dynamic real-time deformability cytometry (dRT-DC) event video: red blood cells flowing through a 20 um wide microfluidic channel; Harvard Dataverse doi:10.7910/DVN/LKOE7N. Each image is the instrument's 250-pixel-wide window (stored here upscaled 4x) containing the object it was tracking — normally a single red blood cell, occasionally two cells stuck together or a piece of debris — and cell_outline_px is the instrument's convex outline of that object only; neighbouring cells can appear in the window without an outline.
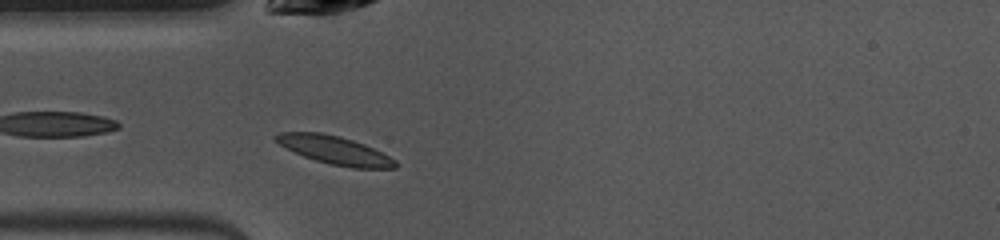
{"species": "common noctule bat (a hibernating species)", "species_latin": "Nyctalus noctula", "temperature_condition": "warm", "stored_images_in_passage": 38, "camera_frame_rate_fps": 3000, "um_per_image_px": 0.085, "animal": {"sex": "female", "body_mass_g": 10.0, "forearm_length_mm": 53.1}, "frame": {"image": 1, "passage_image": 2, "time_ms": 0.333, "image_size_px": [1000, 240], "cell_outline_px": [[400, 164], [396, 168], [352, 168], [332, 164], [316, 160], [304, 156], [280, 144], [272, 136], [280, 132], [324, 132], [340, 136], [364, 144], [396, 160]], "centroid_in_image_um": [28.48, 12.76], "position_along_channel_um": 56.5, "area_um2": 19.42}}
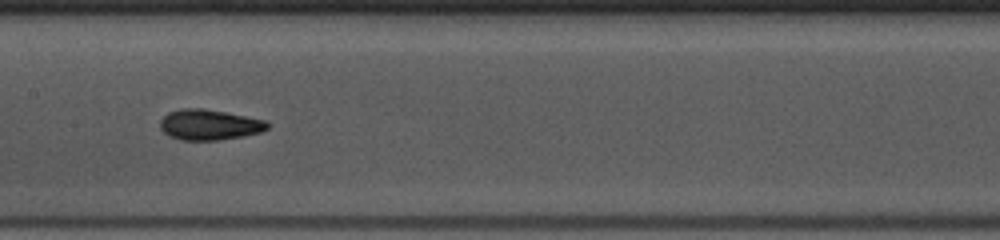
{"frame": {"image": 2, "passage_image": 12, "time_ms": 3.667, "image_size_px": [1000, 240], "cell_outline_px": [[268, 128], [260, 132], [244, 136], [216, 140], [180, 140], [168, 136], [160, 128], [160, 120], [168, 112], [180, 108], [204, 108], [268, 120]], "centroid_in_image_um": [17.78, 10.59], "position_along_channel_um": 189.6, "area_um2": 19.25}}
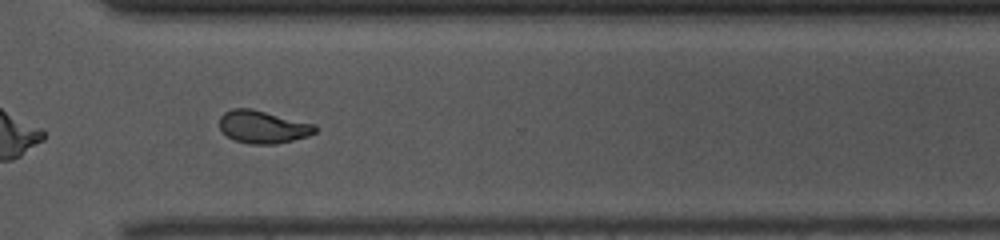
{"frame": {"image": 3, "passage_image": 24, "time_ms": 7.667, "image_size_px": [1000, 240], "cell_outline_px": [[316, 132], [308, 136], [276, 144], [248, 144], [232, 140], [220, 128], [220, 116], [224, 112], [232, 108], [252, 108], [316, 124]], "centroid_in_image_um": [22.35, 10.78], "position_along_channel_um": 348.3, "area_um2": 18.38}, "authors_computed_cell_mechanics": {"area_um2": 18.2648, "velocity_mm_per_s": 3.985, "shape_relaxation_time_tau1_ms": 4.1706, "shape_relaxation_time_tau2_ms": 2.9303, "deformation_change_tau1": 0.1636, "deformation_change_tau2": 0.0655}}